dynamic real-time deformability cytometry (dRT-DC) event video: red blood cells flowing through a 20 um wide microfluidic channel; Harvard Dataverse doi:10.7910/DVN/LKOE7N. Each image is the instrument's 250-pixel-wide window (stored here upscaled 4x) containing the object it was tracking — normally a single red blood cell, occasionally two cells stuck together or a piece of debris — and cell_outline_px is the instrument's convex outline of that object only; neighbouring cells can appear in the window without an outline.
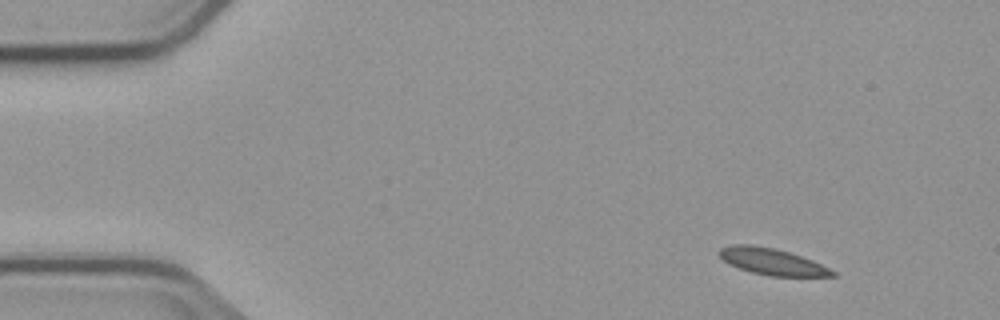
{"species": "common noctule bat (a hibernating species)", "species_latin": "Nyctalus noctula", "temperature_condition": "cold", "stored_images_in_passage": 4, "camera_frame_rate_fps": 3000, "um_per_image_px": 0.085, "animal": {"sex": "male", "body_mass_g": 23.1, "forearm_length_mm": 52.7}, "frame": {"image": 1, "passage_image": 1, "time_ms": 0.0, "image_size_px": [1000, 320], "cell_outline_px": [[836, 276], [768, 276], [752, 272], [728, 264], [716, 252], [720, 248], [732, 244], [752, 244], [772, 248], [788, 252], [812, 260], [836, 272]], "centroid_in_image_um": [65.57, 22.23], "position_along_channel_um": 19.4, "area_um2": 17.34}}